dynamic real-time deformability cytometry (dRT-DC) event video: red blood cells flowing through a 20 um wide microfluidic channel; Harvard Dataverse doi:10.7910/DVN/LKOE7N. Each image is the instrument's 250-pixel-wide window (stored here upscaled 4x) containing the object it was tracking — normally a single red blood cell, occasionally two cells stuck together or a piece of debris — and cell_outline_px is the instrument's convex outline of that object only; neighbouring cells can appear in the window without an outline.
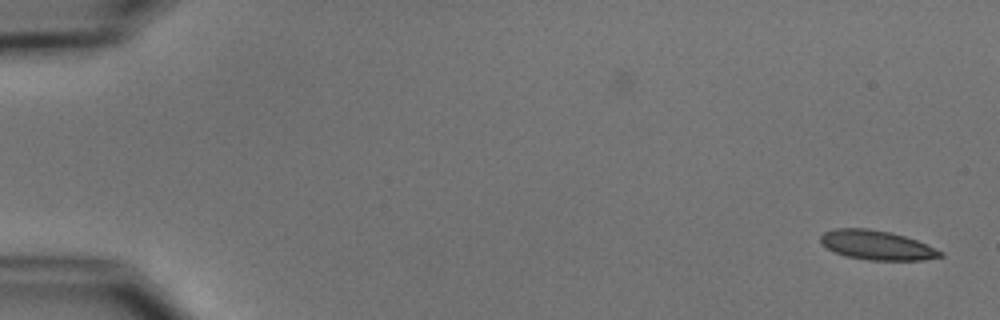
{"species": "common noctule bat (a hibernating species)", "species_latin": "Nyctalus noctula", "temperature_condition": "cold", "stored_images_in_passage": 54, "camera_frame_rate_fps": 3000, "um_per_image_px": 0.085, "animal": {"sex": "male", "body_mass_g": 15.6}, "frame": {"image": 1, "passage_image": 1, "time_ms": 0.0, "image_size_px": [1000, 320], "cell_outline_px": [[944, 256], [924, 260], [868, 260], [848, 256], [836, 252], [820, 244], [820, 236], [824, 232], [836, 228], [868, 228], [892, 232], [916, 240], [944, 252]], "centroid_in_image_um": [74.53, 20.83], "position_along_channel_um": 10.5, "area_um2": 20.46}}
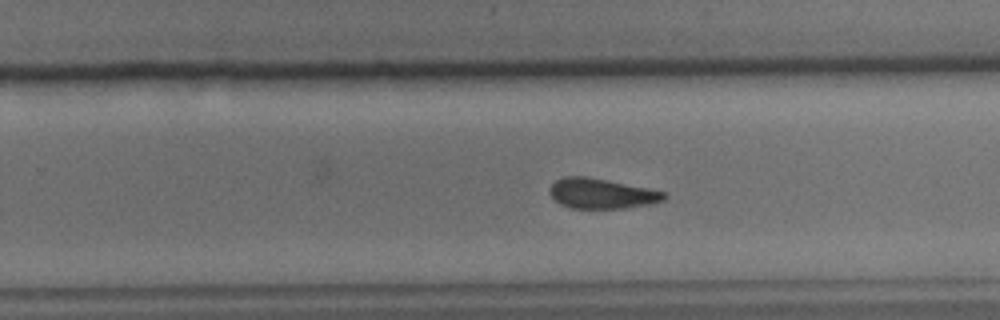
{"frame": {"image": 2, "passage_image": 34, "time_ms": 11.0, "image_size_px": [1000, 320], "cell_outline_px": [[668, 196], [664, 200], [648, 204], [624, 208], [572, 208], [560, 204], [548, 192], [552, 184], [556, 180], [564, 176], [588, 176], [648, 188], [664, 192]], "centroid_in_image_um": [51.12, 16.44], "position_along_channel_um": 278.7, "area_um2": 20.0}}
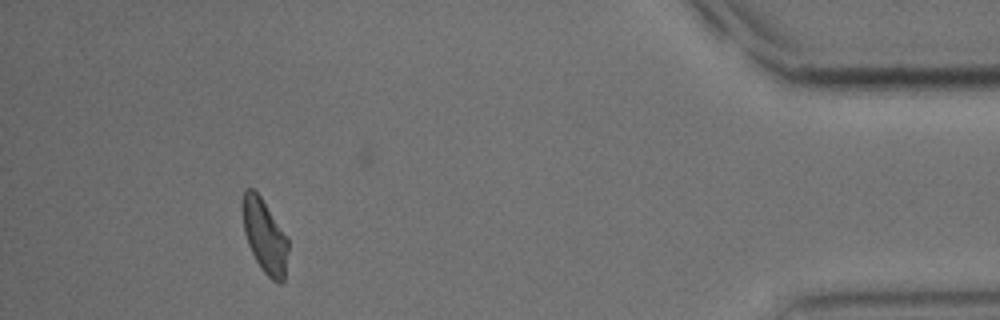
{"frame": {"image": 3, "passage_image": 49, "time_ms": 16.0, "image_size_px": [1000, 320], "cell_outline_px": [[288, 252], [284, 280], [280, 284], [272, 280], [260, 268], [248, 244], [244, 232], [240, 204], [244, 188], [252, 188], [260, 196], [288, 236]], "centroid_in_image_um": [22.48, 20.03], "position_along_channel_um": 412.7, "area_um2": 19.94}, "authors_computed_cell_mechanics": {"area_um2": 20.6635, "velocity_mm_per_s": 3.7426, "shape_relaxation_time_tau1_ms": 4.1182, "shape_relaxation_time_tau2_ms": 3.7598, "deformation_change_tau1": 0.136, "deformation_change_tau2": 0.0961}}